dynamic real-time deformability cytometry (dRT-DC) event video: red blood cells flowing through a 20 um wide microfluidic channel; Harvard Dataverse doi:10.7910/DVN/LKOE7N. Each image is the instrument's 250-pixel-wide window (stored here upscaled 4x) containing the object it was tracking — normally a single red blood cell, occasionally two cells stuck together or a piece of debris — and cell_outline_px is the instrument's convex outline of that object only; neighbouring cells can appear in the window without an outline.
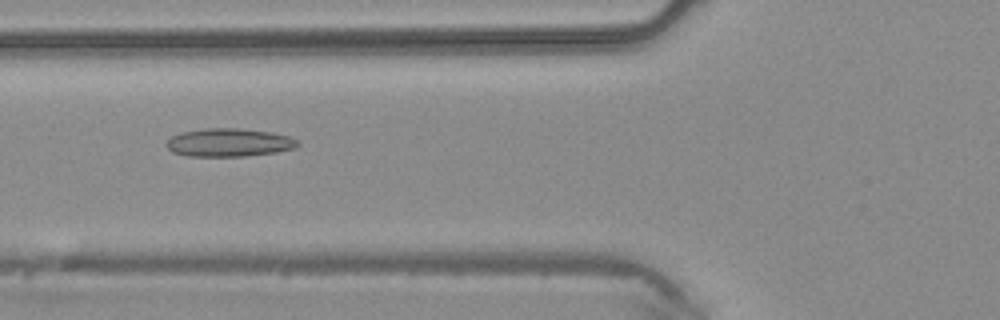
{"species": "common noctule bat (a hibernating species)", "species_latin": "Nyctalus noctula", "temperature_condition": "warm", "stored_images_in_passage": 4, "camera_frame_rate_fps": 3000, "um_per_image_px": 0.085, "animal": {"sex": "male", "body_mass_g": 20.4}, "frame": {"image": 1, "passage_image": 3, "time_ms": 0.667, "image_size_px": [1000, 320], "cell_outline_px": [[300, 144], [296, 148], [276, 152], [244, 156], [188, 156], [172, 152], [164, 144], [172, 136], [180, 132], [204, 128], [236, 128], [272, 132], [288, 136], [300, 140]], "centroid_in_image_um": [19.47, 12.11], "position_along_channel_um": 106.3, "area_um2": 21.73}}
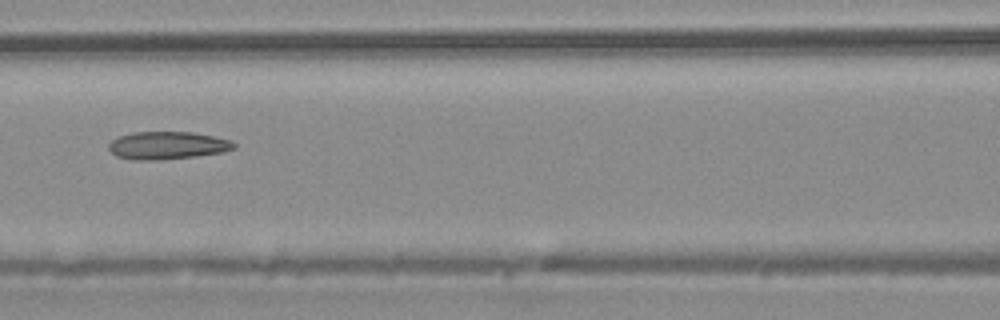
{"frame": {"image": 2, "passage_image": 4, "time_ms": 1.0, "image_size_px": [1000, 320], "cell_outline_px": [[236, 148], [220, 152], [196, 156], [160, 160], [136, 160], [116, 156], [108, 148], [108, 144], [112, 140], [120, 136], [132, 132], [192, 132], [232, 140], [236, 144]], "centroid_in_image_um": [14.22, 12.36], "position_along_channel_um": 152.4, "area_um2": 20.17}}